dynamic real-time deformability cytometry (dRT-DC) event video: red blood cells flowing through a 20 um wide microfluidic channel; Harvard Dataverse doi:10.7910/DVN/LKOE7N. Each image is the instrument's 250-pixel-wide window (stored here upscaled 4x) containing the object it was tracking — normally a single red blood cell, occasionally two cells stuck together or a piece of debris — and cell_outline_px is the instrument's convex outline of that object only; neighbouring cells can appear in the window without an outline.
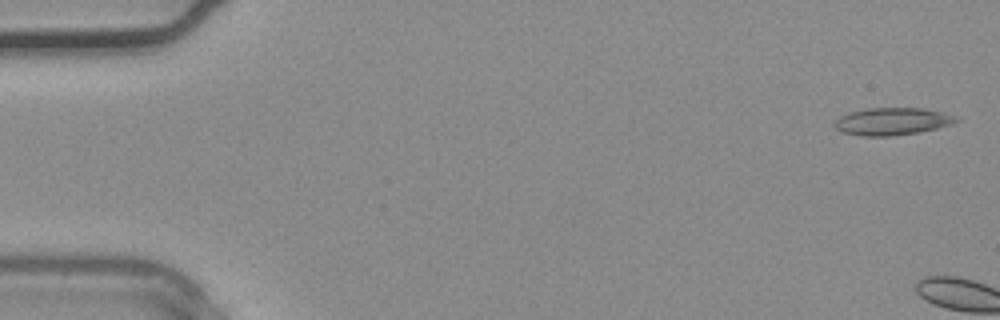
{"species": "common noctule bat (a hibernating species)", "species_latin": "Nyctalus noctula", "temperature_condition": "warm", "stored_images_in_passage": 3, "camera_frame_rate_fps": 3000, "um_per_image_px": 0.085, "animal": {"sex": "male", "body_mass_g": 20.4}, "frame": {"image": 1, "passage_image": 1, "time_ms": 0.0, "image_size_px": [1000, 320], "cell_outline_px": [[960, 120], [952, 124], [936, 128], [916, 132], [892, 136], [860, 136], [840, 132], [832, 124], [840, 116], [852, 112], [868, 108], [924, 108], [960, 116]], "centroid_in_image_um": [75.85, 10.32], "position_along_channel_um": 9.1, "area_um2": 19.48}}